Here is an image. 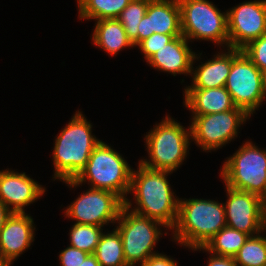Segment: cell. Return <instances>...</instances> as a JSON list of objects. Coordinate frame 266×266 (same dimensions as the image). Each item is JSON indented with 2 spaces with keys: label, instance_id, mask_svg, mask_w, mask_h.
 Instances as JSON below:
<instances>
[{
  "label": "cell",
  "instance_id": "cell-22",
  "mask_svg": "<svg viewBox=\"0 0 266 266\" xmlns=\"http://www.w3.org/2000/svg\"><path fill=\"white\" fill-rule=\"evenodd\" d=\"M93 255L100 266H128L125 261L122 238L116 228L111 233H102Z\"/></svg>",
  "mask_w": 266,
  "mask_h": 266
},
{
  "label": "cell",
  "instance_id": "cell-15",
  "mask_svg": "<svg viewBox=\"0 0 266 266\" xmlns=\"http://www.w3.org/2000/svg\"><path fill=\"white\" fill-rule=\"evenodd\" d=\"M45 192V187L25 172L0 171V201L13 213H25V206L34 203Z\"/></svg>",
  "mask_w": 266,
  "mask_h": 266
},
{
  "label": "cell",
  "instance_id": "cell-25",
  "mask_svg": "<svg viewBox=\"0 0 266 266\" xmlns=\"http://www.w3.org/2000/svg\"><path fill=\"white\" fill-rule=\"evenodd\" d=\"M150 0H132L117 18L134 47L138 45V25L146 14Z\"/></svg>",
  "mask_w": 266,
  "mask_h": 266
},
{
  "label": "cell",
  "instance_id": "cell-10",
  "mask_svg": "<svg viewBox=\"0 0 266 266\" xmlns=\"http://www.w3.org/2000/svg\"><path fill=\"white\" fill-rule=\"evenodd\" d=\"M251 116L242 108L207 115H193L191 139L203 151L218 150L238 135V129Z\"/></svg>",
  "mask_w": 266,
  "mask_h": 266
},
{
  "label": "cell",
  "instance_id": "cell-33",
  "mask_svg": "<svg viewBox=\"0 0 266 266\" xmlns=\"http://www.w3.org/2000/svg\"><path fill=\"white\" fill-rule=\"evenodd\" d=\"M80 266H100V264L97 258L93 254H90Z\"/></svg>",
  "mask_w": 266,
  "mask_h": 266
},
{
  "label": "cell",
  "instance_id": "cell-8",
  "mask_svg": "<svg viewBox=\"0 0 266 266\" xmlns=\"http://www.w3.org/2000/svg\"><path fill=\"white\" fill-rule=\"evenodd\" d=\"M116 223H118L116 229L122 238L125 261L128 266L139 263L141 265L151 255L157 254L153 250L162 235L160 228L162 226L167 228L163 223L129 211L125 206L121 209Z\"/></svg>",
  "mask_w": 266,
  "mask_h": 266
},
{
  "label": "cell",
  "instance_id": "cell-16",
  "mask_svg": "<svg viewBox=\"0 0 266 266\" xmlns=\"http://www.w3.org/2000/svg\"><path fill=\"white\" fill-rule=\"evenodd\" d=\"M34 221L27 213H12L0 230V257L15 261L34 241Z\"/></svg>",
  "mask_w": 266,
  "mask_h": 266
},
{
  "label": "cell",
  "instance_id": "cell-9",
  "mask_svg": "<svg viewBox=\"0 0 266 266\" xmlns=\"http://www.w3.org/2000/svg\"><path fill=\"white\" fill-rule=\"evenodd\" d=\"M225 88L234 105L250 116L266 98L261 70L240 49L232 48V66Z\"/></svg>",
  "mask_w": 266,
  "mask_h": 266
},
{
  "label": "cell",
  "instance_id": "cell-11",
  "mask_svg": "<svg viewBox=\"0 0 266 266\" xmlns=\"http://www.w3.org/2000/svg\"><path fill=\"white\" fill-rule=\"evenodd\" d=\"M123 206L124 201L115 193L89 188L67 206L65 215L75 219L77 224L103 227L116 223Z\"/></svg>",
  "mask_w": 266,
  "mask_h": 266
},
{
  "label": "cell",
  "instance_id": "cell-28",
  "mask_svg": "<svg viewBox=\"0 0 266 266\" xmlns=\"http://www.w3.org/2000/svg\"><path fill=\"white\" fill-rule=\"evenodd\" d=\"M173 38L172 35L153 33L147 39L141 41L137 46L144 54V58L147 61L155 52L170 42Z\"/></svg>",
  "mask_w": 266,
  "mask_h": 266
},
{
  "label": "cell",
  "instance_id": "cell-20",
  "mask_svg": "<svg viewBox=\"0 0 266 266\" xmlns=\"http://www.w3.org/2000/svg\"><path fill=\"white\" fill-rule=\"evenodd\" d=\"M91 39L94 45L112 56L123 48L134 47L117 18L96 20Z\"/></svg>",
  "mask_w": 266,
  "mask_h": 266
},
{
  "label": "cell",
  "instance_id": "cell-7",
  "mask_svg": "<svg viewBox=\"0 0 266 266\" xmlns=\"http://www.w3.org/2000/svg\"><path fill=\"white\" fill-rule=\"evenodd\" d=\"M182 35L188 40L213 41L229 48L227 12L209 0H178ZM190 39V40H189Z\"/></svg>",
  "mask_w": 266,
  "mask_h": 266
},
{
  "label": "cell",
  "instance_id": "cell-26",
  "mask_svg": "<svg viewBox=\"0 0 266 266\" xmlns=\"http://www.w3.org/2000/svg\"><path fill=\"white\" fill-rule=\"evenodd\" d=\"M103 233L100 226L74 223L70 229V246L93 254Z\"/></svg>",
  "mask_w": 266,
  "mask_h": 266
},
{
  "label": "cell",
  "instance_id": "cell-27",
  "mask_svg": "<svg viewBox=\"0 0 266 266\" xmlns=\"http://www.w3.org/2000/svg\"><path fill=\"white\" fill-rule=\"evenodd\" d=\"M241 50L260 70L266 69V34L251 41Z\"/></svg>",
  "mask_w": 266,
  "mask_h": 266
},
{
  "label": "cell",
  "instance_id": "cell-1",
  "mask_svg": "<svg viewBox=\"0 0 266 266\" xmlns=\"http://www.w3.org/2000/svg\"><path fill=\"white\" fill-rule=\"evenodd\" d=\"M138 164V170L132 171L129 190L138 206L132 209L128 198L124 201V206L141 216L157 220L172 230L177 223L180 199L174 195L169 185L167 176L171 172Z\"/></svg>",
  "mask_w": 266,
  "mask_h": 266
},
{
  "label": "cell",
  "instance_id": "cell-4",
  "mask_svg": "<svg viewBox=\"0 0 266 266\" xmlns=\"http://www.w3.org/2000/svg\"><path fill=\"white\" fill-rule=\"evenodd\" d=\"M129 165L120 153L101 140L81 172L63 182L76 188L88 180L91 188L111 191L125 201L133 171Z\"/></svg>",
  "mask_w": 266,
  "mask_h": 266
},
{
  "label": "cell",
  "instance_id": "cell-17",
  "mask_svg": "<svg viewBox=\"0 0 266 266\" xmlns=\"http://www.w3.org/2000/svg\"><path fill=\"white\" fill-rule=\"evenodd\" d=\"M189 41L182 35L174 37L170 42L155 52L146 62L154 69L177 74L191 75L193 63L199 59L198 54L190 49Z\"/></svg>",
  "mask_w": 266,
  "mask_h": 266
},
{
  "label": "cell",
  "instance_id": "cell-14",
  "mask_svg": "<svg viewBox=\"0 0 266 266\" xmlns=\"http://www.w3.org/2000/svg\"><path fill=\"white\" fill-rule=\"evenodd\" d=\"M153 33L182 36L178 0H150L146 14L138 25V44Z\"/></svg>",
  "mask_w": 266,
  "mask_h": 266
},
{
  "label": "cell",
  "instance_id": "cell-18",
  "mask_svg": "<svg viewBox=\"0 0 266 266\" xmlns=\"http://www.w3.org/2000/svg\"><path fill=\"white\" fill-rule=\"evenodd\" d=\"M184 90V104L192 111V115L214 114L236 107L225 87Z\"/></svg>",
  "mask_w": 266,
  "mask_h": 266
},
{
  "label": "cell",
  "instance_id": "cell-13",
  "mask_svg": "<svg viewBox=\"0 0 266 266\" xmlns=\"http://www.w3.org/2000/svg\"><path fill=\"white\" fill-rule=\"evenodd\" d=\"M229 48L242 49L266 34V0L246 1L227 10Z\"/></svg>",
  "mask_w": 266,
  "mask_h": 266
},
{
  "label": "cell",
  "instance_id": "cell-12",
  "mask_svg": "<svg viewBox=\"0 0 266 266\" xmlns=\"http://www.w3.org/2000/svg\"><path fill=\"white\" fill-rule=\"evenodd\" d=\"M227 200L224 204L228 227L250 236L266 231L264 200L258 195L225 187Z\"/></svg>",
  "mask_w": 266,
  "mask_h": 266
},
{
  "label": "cell",
  "instance_id": "cell-29",
  "mask_svg": "<svg viewBox=\"0 0 266 266\" xmlns=\"http://www.w3.org/2000/svg\"><path fill=\"white\" fill-rule=\"evenodd\" d=\"M89 255L87 252L69 245L59 254V260L61 266H80Z\"/></svg>",
  "mask_w": 266,
  "mask_h": 266
},
{
  "label": "cell",
  "instance_id": "cell-2",
  "mask_svg": "<svg viewBox=\"0 0 266 266\" xmlns=\"http://www.w3.org/2000/svg\"><path fill=\"white\" fill-rule=\"evenodd\" d=\"M225 226L224 203L210 199L180 198L172 238L189 249L204 247Z\"/></svg>",
  "mask_w": 266,
  "mask_h": 266
},
{
  "label": "cell",
  "instance_id": "cell-21",
  "mask_svg": "<svg viewBox=\"0 0 266 266\" xmlns=\"http://www.w3.org/2000/svg\"><path fill=\"white\" fill-rule=\"evenodd\" d=\"M249 237L250 235L244 232L225 226L204 247L192 250H205L219 256L234 257Z\"/></svg>",
  "mask_w": 266,
  "mask_h": 266
},
{
  "label": "cell",
  "instance_id": "cell-30",
  "mask_svg": "<svg viewBox=\"0 0 266 266\" xmlns=\"http://www.w3.org/2000/svg\"><path fill=\"white\" fill-rule=\"evenodd\" d=\"M140 266H178V262L162 253H157L151 255Z\"/></svg>",
  "mask_w": 266,
  "mask_h": 266
},
{
  "label": "cell",
  "instance_id": "cell-31",
  "mask_svg": "<svg viewBox=\"0 0 266 266\" xmlns=\"http://www.w3.org/2000/svg\"><path fill=\"white\" fill-rule=\"evenodd\" d=\"M208 266H237L234 257L210 254Z\"/></svg>",
  "mask_w": 266,
  "mask_h": 266
},
{
  "label": "cell",
  "instance_id": "cell-32",
  "mask_svg": "<svg viewBox=\"0 0 266 266\" xmlns=\"http://www.w3.org/2000/svg\"><path fill=\"white\" fill-rule=\"evenodd\" d=\"M12 213L13 212L0 201V230Z\"/></svg>",
  "mask_w": 266,
  "mask_h": 266
},
{
  "label": "cell",
  "instance_id": "cell-6",
  "mask_svg": "<svg viewBox=\"0 0 266 266\" xmlns=\"http://www.w3.org/2000/svg\"><path fill=\"white\" fill-rule=\"evenodd\" d=\"M220 173L225 186L266 199V149L245 141L224 162Z\"/></svg>",
  "mask_w": 266,
  "mask_h": 266
},
{
  "label": "cell",
  "instance_id": "cell-19",
  "mask_svg": "<svg viewBox=\"0 0 266 266\" xmlns=\"http://www.w3.org/2000/svg\"><path fill=\"white\" fill-rule=\"evenodd\" d=\"M228 52H222L214 55L212 60L192 69L191 86L185 89H210L225 87L231 66H232V48H226Z\"/></svg>",
  "mask_w": 266,
  "mask_h": 266
},
{
  "label": "cell",
  "instance_id": "cell-34",
  "mask_svg": "<svg viewBox=\"0 0 266 266\" xmlns=\"http://www.w3.org/2000/svg\"><path fill=\"white\" fill-rule=\"evenodd\" d=\"M261 73H262L263 89L266 94V69L261 70Z\"/></svg>",
  "mask_w": 266,
  "mask_h": 266
},
{
  "label": "cell",
  "instance_id": "cell-3",
  "mask_svg": "<svg viewBox=\"0 0 266 266\" xmlns=\"http://www.w3.org/2000/svg\"><path fill=\"white\" fill-rule=\"evenodd\" d=\"M91 130V123L81 111H76L58 134L52 156L55 180L74 179L86 166L93 149L101 141L92 135Z\"/></svg>",
  "mask_w": 266,
  "mask_h": 266
},
{
  "label": "cell",
  "instance_id": "cell-23",
  "mask_svg": "<svg viewBox=\"0 0 266 266\" xmlns=\"http://www.w3.org/2000/svg\"><path fill=\"white\" fill-rule=\"evenodd\" d=\"M132 0H77L79 19L118 18Z\"/></svg>",
  "mask_w": 266,
  "mask_h": 266
},
{
  "label": "cell",
  "instance_id": "cell-5",
  "mask_svg": "<svg viewBox=\"0 0 266 266\" xmlns=\"http://www.w3.org/2000/svg\"><path fill=\"white\" fill-rule=\"evenodd\" d=\"M190 140V127L185 129L167 115L145 135L149 159H141L139 163L151 169L173 173L186 159Z\"/></svg>",
  "mask_w": 266,
  "mask_h": 266
},
{
  "label": "cell",
  "instance_id": "cell-35",
  "mask_svg": "<svg viewBox=\"0 0 266 266\" xmlns=\"http://www.w3.org/2000/svg\"><path fill=\"white\" fill-rule=\"evenodd\" d=\"M264 209H265V226H266V199L264 200Z\"/></svg>",
  "mask_w": 266,
  "mask_h": 266
},
{
  "label": "cell",
  "instance_id": "cell-24",
  "mask_svg": "<svg viewBox=\"0 0 266 266\" xmlns=\"http://www.w3.org/2000/svg\"><path fill=\"white\" fill-rule=\"evenodd\" d=\"M234 259L237 266H266V236H250Z\"/></svg>",
  "mask_w": 266,
  "mask_h": 266
}]
</instances>
